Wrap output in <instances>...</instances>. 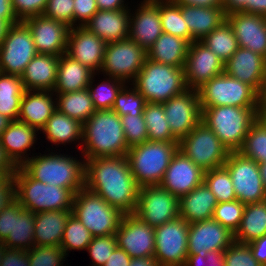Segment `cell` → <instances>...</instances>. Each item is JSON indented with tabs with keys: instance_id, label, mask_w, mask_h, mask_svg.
Masks as SVG:
<instances>
[{
	"instance_id": "6da1fadb",
	"label": "cell",
	"mask_w": 266,
	"mask_h": 266,
	"mask_svg": "<svg viewBox=\"0 0 266 266\" xmlns=\"http://www.w3.org/2000/svg\"><path fill=\"white\" fill-rule=\"evenodd\" d=\"M85 187L121 213L134 214L139 186L131 173L127 156L85 160Z\"/></svg>"
},
{
	"instance_id": "7a4b0ae2",
	"label": "cell",
	"mask_w": 266,
	"mask_h": 266,
	"mask_svg": "<svg viewBox=\"0 0 266 266\" xmlns=\"http://www.w3.org/2000/svg\"><path fill=\"white\" fill-rule=\"evenodd\" d=\"M83 143V144H81ZM81 148L82 159L108 156H126L128 145L120 116L112 109L96 110L83 123Z\"/></svg>"
},
{
	"instance_id": "3957f363",
	"label": "cell",
	"mask_w": 266,
	"mask_h": 266,
	"mask_svg": "<svg viewBox=\"0 0 266 266\" xmlns=\"http://www.w3.org/2000/svg\"><path fill=\"white\" fill-rule=\"evenodd\" d=\"M32 179L71 189L75 194L85 187V159L51 152L30 157L20 166Z\"/></svg>"
},
{
	"instance_id": "277c9868",
	"label": "cell",
	"mask_w": 266,
	"mask_h": 266,
	"mask_svg": "<svg viewBox=\"0 0 266 266\" xmlns=\"http://www.w3.org/2000/svg\"><path fill=\"white\" fill-rule=\"evenodd\" d=\"M260 108L217 106L202 109L204 122L230 151H239L251 126L259 119Z\"/></svg>"
},
{
	"instance_id": "5b68a950",
	"label": "cell",
	"mask_w": 266,
	"mask_h": 266,
	"mask_svg": "<svg viewBox=\"0 0 266 266\" xmlns=\"http://www.w3.org/2000/svg\"><path fill=\"white\" fill-rule=\"evenodd\" d=\"M13 179L16 200L25 210L32 213L72 210L75 193L71 189L34 180L20 166Z\"/></svg>"
},
{
	"instance_id": "8992f818",
	"label": "cell",
	"mask_w": 266,
	"mask_h": 266,
	"mask_svg": "<svg viewBox=\"0 0 266 266\" xmlns=\"http://www.w3.org/2000/svg\"><path fill=\"white\" fill-rule=\"evenodd\" d=\"M178 150L179 142L150 140L129 148L126 156L136 184L159 185Z\"/></svg>"
},
{
	"instance_id": "52a82bcc",
	"label": "cell",
	"mask_w": 266,
	"mask_h": 266,
	"mask_svg": "<svg viewBox=\"0 0 266 266\" xmlns=\"http://www.w3.org/2000/svg\"><path fill=\"white\" fill-rule=\"evenodd\" d=\"M130 85L144 96L146 103H163L187 90L184 68L147 58Z\"/></svg>"
},
{
	"instance_id": "ba28073f",
	"label": "cell",
	"mask_w": 266,
	"mask_h": 266,
	"mask_svg": "<svg viewBox=\"0 0 266 266\" xmlns=\"http://www.w3.org/2000/svg\"><path fill=\"white\" fill-rule=\"evenodd\" d=\"M197 91L201 109L217 106L260 108V94L225 72L214 76Z\"/></svg>"
},
{
	"instance_id": "9c48e42d",
	"label": "cell",
	"mask_w": 266,
	"mask_h": 266,
	"mask_svg": "<svg viewBox=\"0 0 266 266\" xmlns=\"http://www.w3.org/2000/svg\"><path fill=\"white\" fill-rule=\"evenodd\" d=\"M72 214L89 230L93 237L115 234L123 216L97 193L84 187L74 197Z\"/></svg>"
},
{
	"instance_id": "30bf717a",
	"label": "cell",
	"mask_w": 266,
	"mask_h": 266,
	"mask_svg": "<svg viewBox=\"0 0 266 266\" xmlns=\"http://www.w3.org/2000/svg\"><path fill=\"white\" fill-rule=\"evenodd\" d=\"M179 150L203 171L224 166L230 153L202 121L179 141Z\"/></svg>"
},
{
	"instance_id": "8fae6325",
	"label": "cell",
	"mask_w": 266,
	"mask_h": 266,
	"mask_svg": "<svg viewBox=\"0 0 266 266\" xmlns=\"http://www.w3.org/2000/svg\"><path fill=\"white\" fill-rule=\"evenodd\" d=\"M146 58L147 52L129 38L106 43L100 72L130 84L142 69Z\"/></svg>"
},
{
	"instance_id": "7c38bea8",
	"label": "cell",
	"mask_w": 266,
	"mask_h": 266,
	"mask_svg": "<svg viewBox=\"0 0 266 266\" xmlns=\"http://www.w3.org/2000/svg\"><path fill=\"white\" fill-rule=\"evenodd\" d=\"M37 54L28 26L23 21L10 25L0 45V72L21 76Z\"/></svg>"
},
{
	"instance_id": "4fadbf2b",
	"label": "cell",
	"mask_w": 266,
	"mask_h": 266,
	"mask_svg": "<svg viewBox=\"0 0 266 266\" xmlns=\"http://www.w3.org/2000/svg\"><path fill=\"white\" fill-rule=\"evenodd\" d=\"M224 166L230 173L237 200L244 204L266 200L258 162L236 151L229 153Z\"/></svg>"
},
{
	"instance_id": "5bb4252c",
	"label": "cell",
	"mask_w": 266,
	"mask_h": 266,
	"mask_svg": "<svg viewBox=\"0 0 266 266\" xmlns=\"http://www.w3.org/2000/svg\"><path fill=\"white\" fill-rule=\"evenodd\" d=\"M154 258L160 266H184L188 256L189 223L178 217L154 227Z\"/></svg>"
},
{
	"instance_id": "9a60e30c",
	"label": "cell",
	"mask_w": 266,
	"mask_h": 266,
	"mask_svg": "<svg viewBox=\"0 0 266 266\" xmlns=\"http://www.w3.org/2000/svg\"><path fill=\"white\" fill-rule=\"evenodd\" d=\"M134 214L152 227L179 217L178 198L160 185L141 186Z\"/></svg>"
},
{
	"instance_id": "2e32d148",
	"label": "cell",
	"mask_w": 266,
	"mask_h": 266,
	"mask_svg": "<svg viewBox=\"0 0 266 266\" xmlns=\"http://www.w3.org/2000/svg\"><path fill=\"white\" fill-rule=\"evenodd\" d=\"M35 213L15 199L0 211V241L6 248L29 251L34 243Z\"/></svg>"
},
{
	"instance_id": "e0dca14e",
	"label": "cell",
	"mask_w": 266,
	"mask_h": 266,
	"mask_svg": "<svg viewBox=\"0 0 266 266\" xmlns=\"http://www.w3.org/2000/svg\"><path fill=\"white\" fill-rule=\"evenodd\" d=\"M172 134L180 141L201 121L202 109L197 90L183 93L162 103Z\"/></svg>"
},
{
	"instance_id": "ac0fdd59",
	"label": "cell",
	"mask_w": 266,
	"mask_h": 266,
	"mask_svg": "<svg viewBox=\"0 0 266 266\" xmlns=\"http://www.w3.org/2000/svg\"><path fill=\"white\" fill-rule=\"evenodd\" d=\"M117 246L131 258L153 257L155 231L135 214H123L115 233Z\"/></svg>"
},
{
	"instance_id": "d6986e66",
	"label": "cell",
	"mask_w": 266,
	"mask_h": 266,
	"mask_svg": "<svg viewBox=\"0 0 266 266\" xmlns=\"http://www.w3.org/2000/svg\"><path fill=\"white\" fill-rule=\"evenodd\" d=\"M224 73V62L200 41L189 45L184 65L187 89L198 90L214 76Z\"/></svg>"
},
{
	"instance_id": "ffe728a7",
	"label": "cell",
	"mask_w": 266,
	"mask_h": 266,
	"mask_svg": "<svg viewBox=\"0 0 266 266\" xmlns=\"http://www.w3.org/2000/svg\"><path fill=\"white\" fill-rule=\"evenodd\" d=\"M31 31L36 51L61 56L66 53L70 27L43 14L23 21Z\"/></svg>"
},
{
	"instance_id": "44dd1931",
	"label": "cell",
	"mask_w": 266,
	"mask_h": 266,
	"mask_svg": "<svg viewBox=\"0 0 266 266\" xmlns=\"http://www.w3.org/2000/svg\"><path fill=\"white\" fill-rule=\"evenodd\" d=\"M234 242V233L213 218L189 224L188 254L206 257L207 252L226 250Z\"/></svg>"
},
{
	"instance_id": "7402d4cb",
	"label": "cell",
	"mask_w": 266,
	"mask_h": 266,
	"mask_svg": "<svg viewBox=\"0 0 266 266\" xmlns=\"http://www.w3.org/2000/svg\"><path fill=\"white\" fill-rule=\"evenodd\" d=\"M204 172L178 150L159 185L179 198L203 183Z\"/></svg>"
},
{
	"instance_id": "603a6c76",
	"label": "cell",
	"mask_w": 266,
	"mask_h": 266,
	"mask_svg": "<svg viewBox=\"0 0 266 266\" xmlns=\"http://www.w3.org/2000/svg\"><path fill=\"white\" fill-rule=\"evenodd\" d=\"M106 43L84 26L70 29L66 54L88 67L94 73H100Z\"/></svg>"
},
{
	"instance_id": "cb8c5ba5",
	"label": "cell",
	"mask_w": 266,
	"mask_h": 266,
	"mask_svg": "<svg viewBox=\"0 0 266 266\" xmlns=\"http://www.w3.org/2000/svg\"><path fill=\"white\" fill-rule=\"evenodd\" d=\"M133 14L130 10L129 39L146 52L163 33L159 14V0H143Z\"/></svg>"
},
{
	"instance_id": "d4e9b609",
	"label": "cell",
	"mask_w": 266,
	"mask_h": 266,
	"mask_svg": "<svg viewBox=\"0 0 266 266\" xmlns=\"http://www.w3.org/2000/svg\"><path fill=\"white\" fill-rule=\"evenodd\" d=\"M238 46L249 49L266 58V17L244 12L226 15Z\"/></svg>"
},
{
	"instance_id": "484cf974",
	"label": "cell",
	"mask_w": 266,
	"mask_h": 266,
	"mask_svg": "<svg viewBox=\"0 0 266 266\" xmlns=\"http://www.w3.org/2000/svg\"><path fill=\"white\" fill-rule=\"evenodd\" d=\"M224 72L262 93L266 80V58L253 51L239 47L224 63Z\"/></svg>"
},
{
	"instance_id": "4316f807",
	"label": "cell",
	"mask_w": 266,
	"mask_h": 266,
	"mask_svg": "<svg viewBox=\"0 0 266 266\" xmlns=\"http://www.w3.org/2000/svg\"><path fill=\"white\" fill-rule=\"evenodd\" d=\"M130 9L98 10L84 25L105 43L129 37Z\"/></svg>"
},
{
	"instance_id": "83f0119b",
	"label": "cell",
	"mask_w": 266,
	"mask_h": 266,
	"mask_svg": "<svg viewBox=\"0 0 266 266\" xmlns=\"http://www.w3.org/2000/svg\"><path fill=\"white\" fill-rule=\"evenodd\" d=\"M53 96V91L25 90L17 120L41 130L57 110Z\"/></svg>"
},
{
	"instance_id": "f1b7e54d",
	"label": "cell",
	"mask_w": 266,
	"mask_h": 266,
	"mask_svg": "<svg viewBox=\"0 0 266 266\" xmlns=\"http://www.w3.org/2000/svg\"><path fill=\"white\" fill-rule=\"evenodd\" d=\"M37 132L38 130L35 127L16 120L11 121L7 129L0 135L2 147L17 166H21L30 158L27 156L30 154L26 153L38 140Z\"/></svg>"
},
{
	"instance_id": "f546056e",
	"label": "cell",
	"mask_w": 266,
	"mask_h": 266,
	"mask_svg": "<svg viewBox=\"0 0 266 266\" xmlns=\"http://www.w3.org/2000/svg\"><path fill=\"white\" fill-rule=\"evenodd\" d=\"M59 56L38 53L21 75L25 90L54 91Z\"/></svg>"
},
{
	"instance_id": "4dcf8cb0",
	"label": "cell",
	"mask_w": 266,
	"mask_h": 266,
	"mask_svg": "<svg viewBox=\"0 0 266 266\" xmlns=\"http://www.w3.org/2000/svg\"><path fill=\"white\" fill-rule=\"evenodd\" d=\"M181 11L192 36V42L201 41L226 21V13L222 6L181 5Z\"/></svg>"
},
{
	"instance_id": "1f68e13d",
	"label": "cell",
	"mask_w": 266,
	"mask_h": 266,
	"mask_svg": "<svg viewBox=\"0 0 266 266\" xmlns=\"http://www.w3.org/2000/svg\"><path fill=\"white\" fill-rule=\"evenodd\" d=\"M217 204L215 195L203 182L178 198L179 217L189 224L211 219Z\"/></svg>"
},
{
	"instance_id": "d6a6232c",
	"label": "cell",
	"mask_w": 266,
	"mask_h": 266,
	"mask_svg": "<svg viewBox=\"0 0 266 266\" xmlns=\"http://www.w3.org/2000/svg\"><path fill=\"white\" fill-rule=\"evenodd\" d=\"M72 210L42 211L35 213V246L61 245L63 232Z\"/></svg>"
},
{
	"instance_id": "836d02e7",
	"label": "cell",
	"mask_w": 266,
	"mask_h": 266,
	"mask_svg": "<svg viewBox=\"0 0 266 266\" xmlns=\"http://www.w3.org/2000/svg\"><path fill=\"white\" fill-rule=\"evenodd\" d=\"M94 72L66 53L59 56L54 93H69L88 88Z\"/></svg>"
},
{
	"instance_id": "e575fe53",
	"label": "cell",
	"mask_w": 266,
	"mask_h": 266,
	"mask_svg": "<svg viewBox=\"0 0 266 266\" xmlns=\"http://www.w3.org/2000/svg\"><path fill=\"white\" fill-rule=\"evenodd\" d=\"M190 43L178 36L162 33L147 50V59L184 68Z\"/></svg>"
},
{
	"instance_id": "d590c367",
	"label": "cell",
	"mask_w": 266,
	"mask_h": 266,
	"mask_svg": "<svg viewBox=\"0 0 266 266\" xmlns=\"http://www.w3.org/2000/svg\"><path fill=\"white\" fill-rule=\"evenodd\" d=\"M46 139L55 145L82 142L83 124L56 110L40 130Z\"/></svg>"
},
{
	"instance_id": "8d00e7d4",
	"label": "cell",
	"mask_w": 266,
	"mask_h": 266,
	"mask_svg": "<svg viewBox=\"0 0 266 266\" xmlns=\"http://www.w3.org/2000/svg\"><path fill=\"white\" fill-rule=\"evenodd\" d=\"M266 235V200L246 204L239 229L234 241L248 244Z\"/></svg>"
},
{
	"instance_id": "74e56055",
	"label": "cell",
	"mask_w": 266,
	"mask_h": 266,
	"mask_svg": "<svg viewBox=\"0 0 266 266\" xmlns=\"http://www.w3.org/2000/svg\"><path fill=\"white\" fill-rule=\"evenodd\" d=\"M57 110L85 123L96 111L88 89L69 93H55Z\"/></svg>"
},
{
	"instance_id": "f35d334b",
	"label": "cell",
	"mask_w": 266,
	"mask_h": 266,
	"mask_svg": "<svg viewBox=\"0 0 266 266\" xmlns=\"http://www.w3.org/2000/svg\"><path fill=\"white\" fill-rule=\"evenodd\" d=\"M24 92L21 76L0 72V113L11 121H16Z\"/></svg>"
},
{
	"instance_id": "ab89813d",
	"label": "cell",
	"mask_w": 266,
	"mask_h": 266,
	"mask_svg": "<svg viewBox=\"0 0 266 266\" xmlns=\"http://www.w3.org/2000/svg\"><path fill=\"white\" fill-rule=\"evenodd\" d=\"M148 140L159 142H179L172 134L162 103H146L143 110Z\"/></svg>"
},
{
	"instance_id": "60d3db41",
	"label": "cell",
	"mask_w": 266,
	"mask_h": 266,
	"mask_svg": "<svg viewBox=\"0 0 266 266\" xmlns=\"http://www.w3.org/2000/svg\"><path fill=\"white\" fill-rule=\"evenodd\" d=\"M200 42L209 48L224 63H226L239 48L237 38L227 20L219 27L215 28Z\"/></svg>"
},
{
	"instance_id": "b9f144b4",
	"label": "cell",
	"mask_w": 266,
	"mask_h": 266,
	"mask_svg": "<svg viewBox=\"0 0 266 266\" xmlns=\"http://www.w3.org/2000/svg\"><path fill=\"white\" fill-rule=\"evenodd\" d=\"M159 14L163 33L181 37L192 43V36L183 19L181 5L170 0H159Z\"/></svg>"
},
{
	"instance_id": "7bdbcfd3",
	"label": "cell",
	"mask_w": 266,
	"mask_h": 266,
	"mask_svg": "<svg viewBox=\"0 0 266 266\" xmlns=\"http://www.w3.org/2000/svg\"><path fill=\"white\" fill-rule=\"evenodd\" d=\"M95 75L97 74H93L87 88L93 101V105L96 110L112 109L117 94L126 85V83L120 79L108 76V78L106 77V79L100 84H97L96 87L93 85V78H95Z\"/></svg>"
},
{
	"instance_id": "ee69618b",
	"label": "cell",
	"mask_w": 266,
	"mask_h": 266,
	"mask_svg": "<svg viewBox=\"0 0 266 266\" xmlns=\"http://www.w3.org/2000/svg\"><path fill=\"white\" fill-rule=\"evenodd\" d=\"M238 152L258 163L266 162V124L260 117L249 129Z\"/></svg>"
},
{
	"instance_id": "f6af8a7d",
	"label": "cell",
	"mask_w": 266,
	"mask_h": 266,
	"mask_svg": "<svg viewBox=\"0 0 266 266\" xmlns=\"http://www.w3.org/2000/svg\"><path fill=\"white\" fill-rule=\"evenodd\" d=\"M203 182L215 195L218 203L237 199L230 173L225 166L205 171Z\"/></svg>"
},
{
	"instance_id": "bcb514c9",
	"label": "cell",
	"mask_w": 266,
	"mask_h": 266,
	"mask_svg": "<svg viewBox=\"0 0 266 266\" xmlns=\"http://www.w3.org/2000/svg\"><path fill=\"white\" fill-rule=\"evenodd\" d=\"M93 236L81 221L71 214L63 232L60 247L68 255L69 250H87Z\"/></svg>"
},
{
	"instance_id": "7dc6e473",
	"label": "cell",
	"mask_w": 266,
	"mask_h": 266,
	"mask_svg": "<svg viewBox=\"0 0 266 266\" xmlns=\"http://www.w3.org/2000/svg\"><path fill=\"white\" fill-rule=\"evenodd\" d=\"M125 85L117 94L112 110L120 117L124 115H142L146 101L133 86Z\"/></svg>"
},
{
	"instance_id": "c3c4849f",
	"label": "cell",
	"mask_w": 266,
	"mask_h": 266,
	"mask_svg": "<svg viewBox=\"0 0 266 266\" xmlns=\"http://www.w3.org/2000/svg\"><path fill=\"white\" fill-rule=\"evenodd\" d=\"M246 204L239 200L218 203L214 209L213 219L232 233L239 229Z\"/></svg>"
},
{
	"instance_id": "681fc988",
	"label": "cell",
	"mask_w": 266,
	"mask_h": 266,
	"mask_svg": "<svg viewBox=\"0 0 266 266\" xmlns=\"http://www.w3.org/2000/svg\"><path fill=\"white\" fill-rule=\"evenodd\" d=\"M66 257L58 246H33L28 251L29 266H63Z\"/></svg>"
},
{
	"instance_id": "f907efd6",
	"label": "cell",
	"mask_w": 266,
	"mask_h": 266,
	"mask_svg": "<svg viewBox=\"0 0 266 266\" xmlns=\"http://www.w3.org/2000/svg\"><path fill=\"white\" fill-rule=\"evenodd\" d=\"M122 127L128 148L148 141L146 123L142 115L121 116Z\"/></svg>"
},
{
	"instance_id": "816d5d0a",
	"label": "cell",
	"mask_w": 266,
	"mask_h": 266,
	"mask_svg": "<svg viewBox=\"0 0 266 266\" xmlns=\"http://www.w3.org/2000/svg\"><path fill=\"white\" fill-rule=\"evenodd\" d=\"M116 247L117 239L115 234L93 237L86 250L91 256L92 266H104Z\"/></svg>"
},
{
	"instance_id": "f5cc1de1",
	"label": "cell",
	"mask_w": 266,
	"mask_h": 266,
	"mask_svg": "<svg viewBox=\"0 0 266 266\" xmlns=\"http://www.w3.org/2000/svg\"><path fill=\"white\" fill-rule=\"evenodd\" d=\"M227 266H262L253 256L248 244L233 242L225 250Z\"/></svg>"
},
{
	"instance_id": "db71d44e",
	"label": "cell",
	"mask_w": 266,
	"mask_h": 266,
	"mask_svg": "<svg viewBox=\"0 0 266 266\" xmlns=\"http://www.w3.org/2000/svg\"><path fill=\"white\" fill-rule=\"evenodd\" d=\"M74 0H47L43 15L73 28Z\"/></svg>"
},
{
	"instance_id": "11a10c76",
	"label": "cell",
	"mask_w": 266,
	"mask_h": 266,
	"mask_svg": "<svg viewBox=\"0 0 266 266\" xmlns=\"http://www.w3.org/2000/svg\"><path fill=\"white\" fill-rule=\"evenodd\" d=\"M14 13L19 21L43 14L47 0H11Z\"/></svg>"
},
{
	"instance_id": "9f6ffc18",
	"label": "cell",
	"mask_w": 266,
	"mask_h": 266,
	"mask_svg": "<svg viewBox=\"0 0 266 266\" xmlns=\"http://www.w3.org/2000/svg\"><path fill=\"white\" fill-rule=\"evenodd\" d=\"M73 5V27L84 26L98 11L96 0H74Z\"/></svg>"
},
{
	"instance_id": "6f0895ef",
	"label": "cell",
	"mask_w": 266,
	"mask_h": 266,
	"mask_svg": "<svg viewBox=\"0 0 266 266\" xmlns=\"http://www.w3.org/2000/svg\"><path fill=\"white\" fill-rule=\"evenodd\" d=\"M227 266L225 261V250H214L207 252L206 257L198 254H188L184 266Z\"/></svg>"
},
{
	"instance_id": "680465c9",
	"label": "cell",
	"mask_w": 266,
	"mask_h": 266,
	"mask_svg": "<svg viewBox=\"0 0 266 266\" xmlns=\"http://www.w3.org/2000/svg\"><path fill=\"white\" fill-rule=\"evenodd\" d=\"M0 266H29L28 251L6 248Z\"/></svg>"
},
{
	"instance_id": "91938a15",
	"label": "cell",
	"mask_w": 266,
	"mask_h": 266,
	"mask_svg": "<svg viewBox=\"0 0 266 266\" xmlns=\"http://www.w3.org/2000/svg\"><path fill=\"white\" fill-rule=\"evenodd\" d=\"M15 199V182L13 176H11L2 186H0V211Z\"/></svg>"
},
{
	"instance_id": "94428289",
	"label": "cell",
	"mask_w": 266,
	"mask_h": 266,
	"mask_svg": "<svg viewBox=\"0 0 266 266\" xmlns=\"http://www.w3.org/2000/svg\"><path fill=\"white\" fill-rule=\"evenodd\" d=\"M254 258L262 265L266 266V235L248 243Z\"/></svg>"
},
{
	"instance_id": "6125c7cd",
	"label": "cell",
	"mask_w": 266,
	"mask_h": 266,
	"mask_svg": "<svg viewBox=\"0 0 266 266\" xmlns=\"http://www.w3.org/2000/svg\"><path fill=\"white\" fill-rule=\"evenodd\" d=\"M249 2L251 0H221V6L226 15L233 12L249 13Z\"/></svg>"
},
{
	"instance_id": "be15d7a7",
	"label": "cell",
	"mask_w": 266,
	"mask_h": 266,
	"mask_svg": "<svg viewBox=\"0 0 266 266\" xmlns=\"http://www.w3.org/2000/svg\"><path fill=\"white\" fill-rule=\"evenodd\" d=\"M131 259L123 249L117 246L104 266H130Z\"/></svg>"
},
{
	"instance_id": "e7e4bbea",
	"label": "cell",
	"mask_w": 266,
	"mask_h": 266,
	"mask_svg": "<svg viewBox=\"0 0 266 266\" xmlns=\"http://www.w3.org/2000/svg\"><path fill=\"white\" fill-rule=\"evenodd\" d=\"M0 19L5 20L9 25L20 22L14 13L11 0H0Z\"/></svg>"
},
{
	"instance_id": "03108f58",
	"label": "cell",
	"mask_w": 266,
	"mask_h": 266,
	"mask_svg": "<svg viewBox=\"0 0 266 266\" xmlns=\"http://www.w3.org/2000/svg\"><path fill=\"white\" fill-rule=\"evenodd\" d=\"M17 168L18 166L7 155L0 143V170H5L10 176H13L16 173Z\"/></svg>"
},
{
	"instance_id": "003e7915",
	"label": "cell",
	"mask_w": 266,
	"mask_h": 266,
	"mask_svg": "<svg viewBox=\"0 0 266 266\" xmlns=\"http://www.w3.org/2000/svg\"><path fill=\"white\" fill-rule=\"evenodd\" d=\"M124 3H125V0H96V5H97L98 10L128 9V6Z\"/></svg>"
},
{
	"instance_id": "a7ac6f4b",
	"label": "cell",
	"mask_w": 266,
	"mask_h": 266,
	"mask_svg": "<svg viewBox=\"0 0 266 266\" xmlns=\"http://www.w3.org/2000/svg\"><path fill=\"white\" fill-rule=\"evenodd\" d=\"M179 5H195L203 7L221 6V0H170Z\"/></svg>"
},
{
	"instance_id": "89a4df30",
	"label": "cell",
	"mask_w": 266,
	"mask_h": 266,
	"mask_svg": "<svg viewBox=\"0 0 266 266\" xmlns=\"http://www.w3.org/2000/svg\"><path fill=\"white\" fill-rule=\"evenodd\" d=\"M249 14L266 17V0H251V2H249Z\"/></svg>"
},
{
	"instance_id": "2644e50d",
	"label": "cell",
	"mask_w": 266,
	"mask_h": 266,
	"mask_svg": "<svg viewBox=\"0 0 266 266\" xmlns=\"http://www.w3.org/2000/svg\"><path fill=\"white\" fill-rule=\"evenodd\" d=\"M130 266H160L154 257L132 258Z\"/></svg>"
},
{
	"instance_id": "8c879c8a",
	"label": "cell",
	"mask_w": 266,
	"mask_h": 266,
	"mask_svg": "<svg viewBox=\"0 0 266 266\" xmlns=\"http://www.w3.org/2000/svg\"><path fill=\"white\" fill-rule=\"evenodd\" d=\"M9 24L5 20L0 19V45L3 42L6 32L9 28Z\"/></svg>"
},
{
	"instance_id": "753ad0ef",
	"label": "cell",
	"mask_w": 266,
	"mask_h": 266,
	"mask_svg": "<svg viewBox=\"0 0 266 266\" xmlns=\"http://www.w3.org/2000/svg\"><path fill=\"white\" fill-rule=\"evenodd\" d=\"M10 122V119L0 113V135L7 129Z\"/></svg>"
},
{
	"instance_id": "34e18365",
	"label": "cell",
	"mask_w": 266,
	"mask_h": 266,
	"mask_svg": "<svg viewBox=\"0 0 266 266\" xmlns=\"http://www.w3.org/2000/svg\"><path fill=\"white\" fill-rule=\"evenodd\" d=\"M260 174L263 180L264 187L266 189V162L259 163Z\"/></svg>"
},
{
	"instance_id": "11e5206c",
	"label": "cell",
	"mask_w": 266,
	"mask_h": 266,
	"mask_svg": "<svg viewBox=\"0 0 266 266\" xmlns=\"http://www.w3.org/2000/svg\"><path fill=\"white\" fill-rule=\"evenodd\" d=\"M11 176L5 171L0 170V186H2Z\"/></svg>"
},
{
	"instance_id": "2a66077c",
	"label": "cell",
	"mask_w": 266,
	"mask_h": 266,
	"mask_svg": "<svg viewBox=\"0 0 266 266\" xmlns=\"http://www.w3.org/2000/svg\"><path fill=\"white\" fill-rule=\"evenodd\" d=\"M260 105H266V80L262 93L260 94Z\"/></svg>"
},
{
	"instance_id": "b9fcfbb0",
	"label": "cell",
	"mask_w": 266,
	"mask_h": 266,
	"mask_svg": "<svg viewBox=\"0 0 266 266\" xmlns=\"http://www.w3.org/2000/svg\"><path fill=\"white\" fill-rule=\"evenodd\" d=\"M259 117L265 122L266 124V105H260V112Z\"/></svg>"
},
{
	"instance_id": "09005b40",
	"label": "cell",
	"mask_w": 266,
	"mask_h": 266,
	"mask_svg": "<svg viewBox=\"0 0 266 266\" xmlns=\"http://www.w3.org/2000/svg\"><path fill=\"white\" fill-rule=\"evenodd\" d=\"M5 249H6V247H5L4 243L2 241H0V264H1L3 254L5 252Z\"/></svg>"
}]
</instances>
